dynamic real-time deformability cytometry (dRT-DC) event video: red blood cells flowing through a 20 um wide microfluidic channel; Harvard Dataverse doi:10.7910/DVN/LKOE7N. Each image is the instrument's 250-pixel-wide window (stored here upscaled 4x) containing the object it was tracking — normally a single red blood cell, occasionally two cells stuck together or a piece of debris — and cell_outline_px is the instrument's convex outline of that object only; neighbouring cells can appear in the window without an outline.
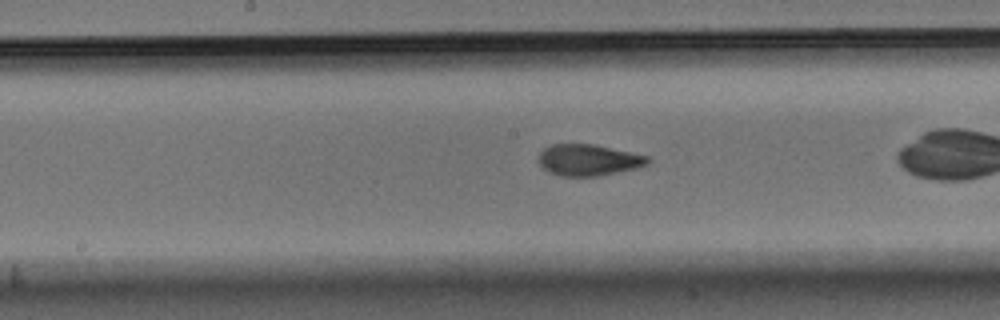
{"species": "Egyptian fruit bat (a non-hibernating species)", "species_latin": "Rousettus aegyptiacus", "temperature_condition": "warm", "stored_images_in_passage": 42, "camera_frame_rate_fps": 3000, "um_per_image_px": 0.085, "animal": {"sex": "male"}, "frame": {"image": 1, "passage_image": 26, "time_ms": 8.333, "image_size_px": [1000, 320], "cell_outline_px": [[652, 160], [648, 164], [636, 168], [600, 176], [560, 176], [548, 172], [540, 164], [540, 152], [544, 148], [552, 144], [596, 144], [648, 156]], "centroid_in_image_um": [50.05, 13.6], "position_along_channel_um": 198.2, "area_um2": 20.0}}
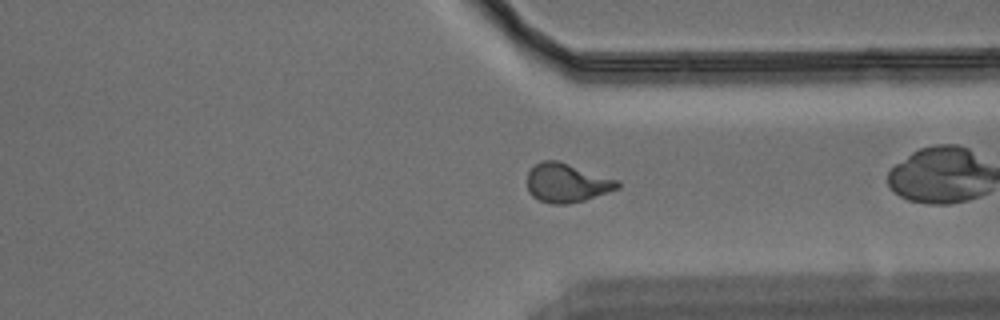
{"frame": {"image": 2, "passage_image": 40, "time_ms": 13.0, "image_size_px": [1000, 320], "cell_outline_px": [[620, 188], [584, 200], [568, 204], [552, 204], [540, 200], [532, 196], [528, 192], [528, 172], [536, 164], [544, 160], [556, 160], [620, 180]], "centroid_in_image_um": [48.2, 15.55], "position_along_channel_um": 363.2, "area_um2": 20.4}}